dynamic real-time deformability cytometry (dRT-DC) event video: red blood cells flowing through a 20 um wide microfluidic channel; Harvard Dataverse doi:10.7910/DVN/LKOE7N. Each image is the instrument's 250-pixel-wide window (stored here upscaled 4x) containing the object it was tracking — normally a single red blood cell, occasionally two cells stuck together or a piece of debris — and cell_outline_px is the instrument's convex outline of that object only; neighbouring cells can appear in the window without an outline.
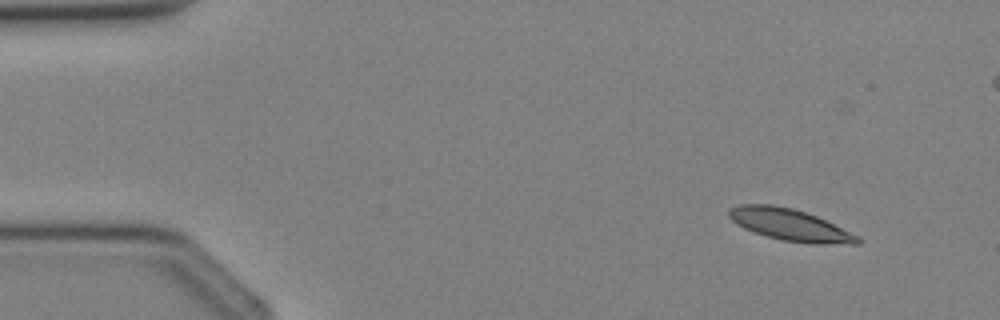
{"species": "Egyptian fruit bat (a non-hibernating species)", "species_latin": "Rousettus aegyptiacus", "temperature_condition": "cold", "stored_images_in_passage": 5, "camera_frame_rate_fps": 3000, "um_per_image_px": 0.085, "animal": {"sex": "female"}, "frame": {"image": 1, "passage_image": 2, "time_ms": 1.0, "image_size_px": [1000, 320], "cell_outline_px": [[860, 244], [812, 244], [780, 240], [744, 228], [736, 224], [728, 216], [728, 208], [740, 204], [772, 204], [792, 208], [816, 216], [860, 236]], "centroid_in_image_um": [67.14, 19.11], "position_along_channel_um": 17.9, "area_um2": 23.81}}